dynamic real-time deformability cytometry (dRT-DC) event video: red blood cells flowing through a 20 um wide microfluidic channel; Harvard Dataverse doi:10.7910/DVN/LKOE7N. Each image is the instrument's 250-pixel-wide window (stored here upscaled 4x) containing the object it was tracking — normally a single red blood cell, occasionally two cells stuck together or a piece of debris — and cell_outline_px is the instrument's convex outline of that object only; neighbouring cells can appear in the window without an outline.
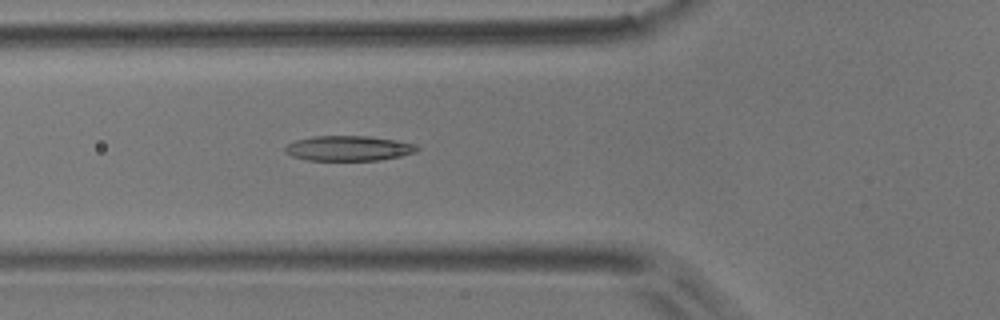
{"species": "common noctule bat (a hibernating species)", "species_latin": "Nyctalus noctula", "temperature_condition": "room temperature", "stored_images_in_passage": 4, "camera_frame_rate_fps": 3000, "um_per_image_px": 0.085, "animal": {"sex": "male", "body_mass_g": 17.9}, "frame": {"image": 1, "passage_image": 4, "time_ms": 4.333, "image_size_px": [1000, 320], "cell_outline_px": [[420, 148], [416, 152], [400, 156], [380, 160], [308, 160], [292, 156], [284, 152], [284, 148], [288, 144], [296, 140], [312, 136], [368, 136], [396, 140], [416, 144]], "centroid_in_image_um": [29.64, 12.6], "position_along_channel_um": 96.2, "area_um2": 19.31}}